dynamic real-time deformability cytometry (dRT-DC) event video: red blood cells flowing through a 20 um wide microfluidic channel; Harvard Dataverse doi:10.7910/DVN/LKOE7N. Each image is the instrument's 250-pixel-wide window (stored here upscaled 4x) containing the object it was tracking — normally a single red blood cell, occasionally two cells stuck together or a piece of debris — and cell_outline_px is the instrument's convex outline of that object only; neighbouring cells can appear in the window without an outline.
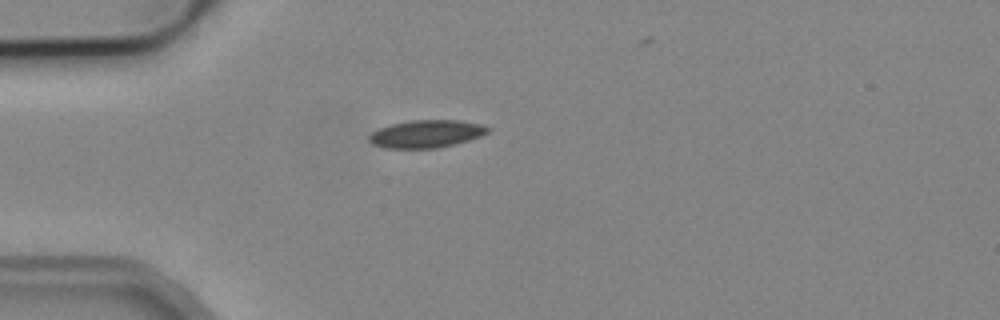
{"species": "common noctule bat (a hibernating species)", "species_latin": "Nyctalus noctula", "temperature_condition": "cold", "stored_images_in_passage": 2, "camera_frame_rate_fps": 3000, "um_per_image_px": 0.085, "animal": {"sex": "male", "body_mass_g": 19.2, "forearm_length_mm": 51.8}, "frame": {"image": 1, "passage_image": 1, "time_ms": 0.0, "image_size_px": [1000, 320], "cell_outline_px": [[492, 128], [488, 132], [480, 136], [468, 140], [436, 148], [384, 148], [372, 144], [368, 140], [368, 136], [372, 132], [380, 128], [392, 124], [408, 120], [460, 120], [480, 124]], "centroid_in_image_um": [36.22, 11.37], "position_along_channel_um": 48.8, "area_um2": 19.07}}